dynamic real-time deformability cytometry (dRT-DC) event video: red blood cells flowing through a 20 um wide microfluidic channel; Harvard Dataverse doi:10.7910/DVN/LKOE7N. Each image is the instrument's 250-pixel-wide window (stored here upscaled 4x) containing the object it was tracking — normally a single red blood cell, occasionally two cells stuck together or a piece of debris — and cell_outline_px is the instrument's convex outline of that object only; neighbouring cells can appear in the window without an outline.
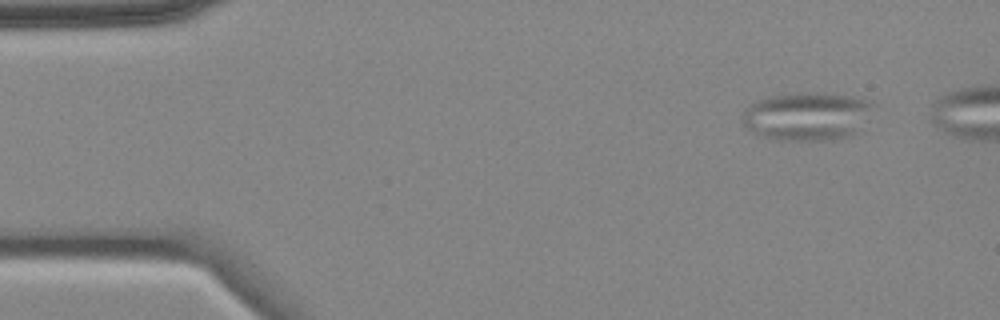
{"species": "common noctule bat (a hibernating species)", "species_latin": "Nyctalus noctula", "temperature_condition": "cold", "stored_images_in_passage": 3, "camera_frame_rate_fps": 3000, "um_per_image_px": 0.085, "animal": {"sex": "female", "body_mass_g": 18.4}, "frame": {"image": 1, "passage_image": 1, "time_ms": 0.0, "image_size_px": [1000, 320], "cell_outline_px": [[876, 104], [864, 132], [852, 136], [832, 140], [772, 140], [752, 132], [744, 124], [744, 108], [748, 104], [756, 100], [768, 96], [804, 92], [816, 92], [860, 96], [876, 100]], "centroid_in_image_um": [68.76, 9.87], "position_along_channel_um": 16.2, "area_um2": 38.44}}